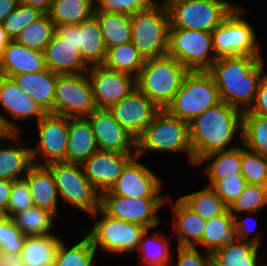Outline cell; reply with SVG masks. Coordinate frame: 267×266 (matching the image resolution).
<instances>
[{
    "instance_id": "obj_26",
    "label": "cell",
    "mask_w": 267,
    "mask_h": 266,
    "mask_svg": "<svg viewBox=\"0 0 267 266\" xmlns=\"http://www.w3.org/2000/svg\"><path fill=\"white\" fill-rule=\"evenodd\" d=\"M76 48L89 67L104 64L107 48L95 15L76 25Z\"/></svg>"
},
{
    "instance_id": "obj_18",
    "label": "cell",
    "mask_w": 267,
    "mask_h": 266,
    "mask_svg": "<svg viewBox=\"0 0 267 266\" xmlns=\"http://www.w3.org/2000/svg\"><path fill=\"white\" fill-rule=\"evenodd\" d=\"M136 153L97 150L81 164L83 173L101 195L108 191Z\"/></svg>"
},
{
    "instance_id": "obj_29",
    "label": "cell",
    "mask_w": 267,
    "mask_h": 266,
    "mask_svg": "<svg viewBox=\"0 0 267 266\" xmlns=\"http://www.w3.org/2000/svg\"><path fill=\"white\" fill-rule=\"evenodd\" d=\"M238 240L234 216L227 210L221 216L206 220L202 240L195 247H204L206 252L212 254L215 250L234 244Z\"/></svg>"
},
{
    "instance_id": "obj_33",
    "label": "cell",
    "mask_w": 267,
    "mask_h": 266,
    "mask_svg": "<svg viewBox=\"0 0 267 266\" xmlns=\"http://www.w3.org/2000/svg\"><path fill=\"white\" fill-rule=\"evenodd\" d=\"M211 159L212 161L204 169L209 179V185H207L209 187H212L218 180L241 173L242 146L206 155L195 165L204 164L203 162Z\"/></svg>"
},
{
    "instance_id": "obj_11",
    "label": "cell",
    "mask_w": 267,
    "mask_h": 266,
    "mask_svg": "<svg viewBox=\"0 0 267 266\" xmlns=\"http://www.w3.org/2000/svg\"><path fill=\"white\" fill-rule=\"evenodd\" d=\"M46 166L54 176L62 200L90 215L100 207V194L83 173L81 164L61 161Z\"/></svg>"
},
{
    "instance_id": "obj_57",
    "label": "cell",
    "mask_w": 267,
    "mask_h": 266,
    "mask_svg": "<svg viewBox=\"0 0 267 266\" xmlns=\"http://www.w3.org/2000/svg\"><path fill=\"white\" fill-rule=\"evenodd\" d=\"M11 39L8 37L6 30L0 24V57L3 55L5 48L8 46Z\"/></svg>"
},
{
    "instance_id": "obj_32",
    "label": "cell",
    "mask_w": 267,
    "mask_h": 266,
    "mask_svg": "<svg viewBox=\"0 0 267 266\" xmlns=\"http://www.w3.org/2000/svg\"><path fill=\"white\" fill-rule=\"evenodd\" d=\"M96 16L107 50L132 40L131 15L107 13L95 9Z\"/></svg>"
},
{
    "instance_id": "obj_46",
    "label": "cell",
    "mask_w": 267,
    "mask_h": 266,
    "mask_svg": "<svg viewBox=\"0 0 267 266\" xmlns=\"http://www.w3.org/2000/svg\"><path fill=\"white\" fill-rule=\"evenodd\" d=\"M246 186L247 182L241 173H235V175L218 180L211 188L229 208Z\"/></svg>"
},
{
    "instance_id": "obj_1",
    "label": "cell",
    "mask_w": 267,
    "mask_h": 266,
    "mask_svg": "<svg viewBox=\"0 0 267 266\" xmlns=\"http://www.w3.org/2000/svg\"><path fill=\"white\" fill-rule=\"evenodd\" d=\"M264 64L262 55L217 58L208 72L215 81L221 101L241 111L249 110L265 75Z\"/></svg>"
},
{
    "instance_id": "obj_3",
    "label": "cell",
    "mask_w": 267,
    "mask_h": 266,
    "mask_svg": "<svg viewBox=\"0 0 267 266\" xmlns=\"http://www.w3.org/2000/svg\"><path fill=\"white\" fill-rule=\"evenodd\" d=\"M189 70L169 55L145 60L136 77L137 89L159 109H166Z\"/></svg>"
},
{
    "instance_id": "obj_45",
    "label": "cell",
    "mask_w": 267,
    "mask_h": 266,
    "mask_svg": "<svg viewBox=\"0 0 267 266\" xmlns=\"http://www.w3.org/2000/svg\"><path fill=\"white\" fill-rule=\"evenodd\" d=\"M43 14L44 12L39 8L19 2L15 10L2 22V26L6 30L8 37L11 40H15L23 28L40 18Z\"/></svg>"
},
{
    "instance_id": "obj_44",
    "label": "cell",
    "mask_w": 267,
    "mask_h": 266,
    "mask_svg": "<svg viewBox=\"0 0 267 266\" xmlns=\"http://www.w3.org/2000/svg\"><path fill=\"white\" fill-rule=\"evenodd\" d=\"M26 236L21 233L11 217L0 221V254L8 259L18 258Z\"/></svg>"
},
{
    "instance_id": "obj_15",
    "label": "cell",
    "mask_w": 267,
    "mask_h": 266,
    "mask_svg": "<svg viewBox=\"0 0 267 266\" xmlns=\"http://www.w3.org/2000/svg\"><path fill=\"white\" fill-rule=\"evenodd\" d=\"M86 73L97 108L109 109L137 88L135 76L104 65L90 66Z\"/></svg>"
},
{
    "instance_id": "obj_55",
    "label": "cell",
    "mask_w": 267,
    "mask_h": 266,
    "mask_svg": "<svg viewBox=\"0 0 267 266\" xmlns=\"http://www.w3.org/2000/svg\"><path fill=\"white\" fill-rule=\"evenodd\" d=\"M18 125L9 121L6 117L2 116L0 113V136L6 133H20Z\"/></svg>"
},
{
    "instance_id": "obj_60",
    "label": "cell",
    "mask_w": 267,
    "mask_h": 266,
    "mask_svg": "<svg viewBox=\"0 0 267 266\" xmlns=\"http://www.w3.org/2000/svg\"><path fill=\"white\" fill-rule=\"evenodd\" d=\"M207 266H221L220 264H218L212 257L209 259L208 261V265Z\"/></svg>"
},
{
    "instance_id": "obj_34",
    "label": "cell",
    "mask_w": 267,
    "mask_h": 266,
    "mask_svg": "<svg viewBox=\"0 0 267 266\" xmlns=\"http://www.w3.org/2000/svg\"><path fill=\"white\" fill-rule=\"evenodd\" d=\"M95 0H53L48 11L55 25H79L92 17L96 9Z\"/></svg>"
},
{
    "instance_id": "obj_36",
    "label": "cell",
    "mask_w": 267,
    "mask_h": 266,
    "mask_svg": "<svg viewBox=\"0 0 267 266\" xmlns=\"http://www.w3.org/2000/svg\"><path fill=\"white\" fill-rule=\"evenodd\" d=\"M241 145L267 156V115L243 111Z\"/></svg>"
},
{
    "instance_id": "obj_41",
    "label": "cell",
    "mask_w": 267,
    "mask_h": 266,
    "mask_svg": "<svg viewBox=\"0 0 267 266\" xmlns=\"http://www.w3.org/2000/svg\"><path fill=\"white\" fill-rule=\"evenodd\" d=\"M149 230L151 229H146L141 236L137 249L141 252L142 263L144 265L170 266L172 252L168 240L164 235L158 234V231L148 237Z\"/></svg>"
},
{
    "instance_id": "obj_38",
    "label": "cell",
    "mask_w": 267,
    "mask_h": 266,
    "mask_svg": "<svg viewBox=\"0 0 267 266\" xmlns=\"http://www.w3.org/2000/svg\"><path fill=\"white\" fill-rule=\"evenodd\" d=\"M144 62V58L133 43L129 42L108 49L103 65L108 69L125 72L137 77Z\"/></svg>"
},
{
    "instance_id": "obj_4",
    "label": "cell",
    "mask_w": 267,
    "mask_h": 266,
    "mask_svg": "<svg viewBox=\"0 0 267 266\" xmlns=\"http://www.w3.org/2000/svg\"><path fill=\"white\" fill-rule=\"evenodd\" d=\"M145 151L184 152L193 165L189 123L160 109L136 139V156L142 157Z\"/></svg>"
},
{
    "instance_id": "obj_16",
    "label": "cell",
    "mask_w": 267,
    "mask_h": 266,
    "mask_svg": "<svg viewBox=\"0 0 267 266\" xmlns=\"http://www.w3.org/2000/svg\"><path fill=\"white\" fill-rule=\"evenodd\" d=\"M139 160L140 157L135 156L110 189L102 194L129 198H163L159 196L162 180Z\"/></svg>"
},
{
    "instance_id": "obj_63",
    "label": "cell",
    "mask_w": 267,
    "mask_h": 266,
    "mask_svg": "<svg viewBox=\"0 0 267 266\" xmlns=\"http://www.w3.org/2000/svg\"><path fill=\"white\" fill-rule=\"evenodd\" d=\"M145 266H157V265H150V264H145Z\"/></svg>"
},
{
    "instance_id": "obj_43",
    "label": "cell",
    "mask_w": 267,
    "mask_h": 266,
    "mask_svg": "<svg viewBox=\"0 0 267 266\" xmlns=\"http://www.w3.org/2000/svg\"><path fill=\"white\" fill-rule=\"evenodd\" d=\"M241 175L247 184L267 186V156L242 145Z\"/></svg>"
},
{
    "instance_id": "obj_59",
    "label": "cell",
    "mask_w": 267,
    "mask_h": 266,
    "mask_svg": "<svg viewBox=\"0 0 267 266\" xmlns=\"http://www.w3.org/2000/svg\"><path fill=\"white\" fill-rule=\"evenodd\" d=\"M9 259L0 254V266H8Z\"/></svg>"
},
{
    "instance_id": "obj_62",
    "label": "cell",
    "mask_w": 267,
    "mask_h": 266,
    "mask_svg": "<svg viewBox=\"0 0 267 266\" xmlns=\"http://www.w3.org/2000/svg\"><path fill=\"white\" fill-rule=\"evenodd\" d=\"M153 3H158L155 0H151ZM168 0H164L163 3L165 4Z\"/></svg>"
},
{
    "instance_id": "obj_13",
    "label": "cell",
    "mask_w": 267,
    "mask_h": 266,
    "mask_svg": "<svg viewBox=\"0 0 267 266\" xmlns=\"http://www.w3.org/2000/svg\"><path fill=\"white\" fill-rule=\"evenodd\" d=\"M165 198H129L114 194L100 195V208L109 216L143 226L146 229L156 228L161 219L156 212L164 206Z\"/></svg>"
},
{
    "instance_id": "obj_49",
    "label": "cell",
    "mask_w": 267,
    "mask_h": 266,
    "mask_svg": "<svg viewBox=\"0 0 267 266\" xmlns=\"http://www.w3.org/2000/svg\"><path fill=\"white\" fill-rule=\"evenodd\" d=\"M177 261L171 260L170 266H207L211 253L200 254L196 247H179L177 246Z\"/></svg>"
},
{
    "instance_id": "obj_40",
    "label": "cell",
    "mask_w": 267,
    "mask_h": 266,
    "mask_svg": "<svg viewBox=\"0 0 267 266\" xmlns=\"http://www.w3.org/2000/svg\"><path fill=\"white\" fill-rule=\"evenodd\" d=\"M83 239L69 248L62 240L56 253L54 266H93L96 249L83 233Z\"/></svg>"
},
{
    "instance_id": "obj_31",
    "label": "cell",
    "mask_w": 267,
    "mask_h": 266,
    "mask_svg": "<svg viewBox=\"0 0 267 266\" xmlns=\"http://www.w3.org/2000/svg\"><path fill=\"white\" fill-rule=\"evenodd\" d=\"M60 241L57 235L26 237L18 259L26 266H54Z\"/></svg>"
},
{
    "instance_id": "obj_53",
    "label": "cell",
    "mask_w": 267,
    "mask_h": 266,
    "mask_svg": "<svg viewBox=\"0 0 267 266\" xmlns=\"http://www.w3.org/2000/svg\"><path fill=\"white\" fill-rule=\"evenodd\" d=\"M12 181L0 180V209L5 213L8 209V204L10 200Z\"/></svg>"
},
{
    "instance_id": "obj_17",
    "label": "cell",
    "mask_w": 267,
    "mask_h": 266,
    "mask_svg": "<svg viewBox=\"0 0 267 266\" xmlns=\"http://www.w3.org/2000/svg\"><path fill=\"white\" fill-rule=\"evenodd\" d=\"M86 118L91 124L99 150L136 153V138L119 124L109 109L96 108Z\"/></svg>"
},
{
    "instance_id": "obj_5",
    "label": "cell",
    "mask_w": 267,
    "mask_h": 266,
    "mask_svg": "<svg viewBox=\"0 0 267 266\" xmlns=\"http://www.w3.org/2000/svg\"><path fill=\"white\" fill-rule=\"evenodd\" d=\"M221 102L219 90L208 71H189L166 110L190 123L204 111Z\"/></svg>"
},
{
    "instance_id": "obj_14",
    "label": "cell",
    "mask_w": 267,
    "mask_h": 266,
    "mask_svg": "<svg viewBox=\"0 0 267 266\" xmlns=\"http://www.w3.org/2000/svg\"><path fill=\"white\" fill-rule=\"evenodd\" d=\"M38 142L31 147L34 164L48 165L53 162H65L68 144V117L47 113L37 122ZM40 159L44 163L38 162ZM38 160V161H37Z\"/></svg>"
},
{
    "instance_id": "obj_9",
    "label": "cell",
    "mask_w": 267,
    "mask_h": 266,
    "mask_svg": "<svg viewBox=\"0 0 267 266\" xmlns=\"http://www.w3.org/2000/svg\"><path fill=\"white\" fill-rule=\"evenodd\" d=\"M242 14V7H235L222 23L213 30V50L217 58L243 55H261L256 31Z\"/></svg>"
},
{
    "instance_id": "obj_20",
    "label": "cell",
    "mask_w": 267,
    "mask_h": 266,
    "mask_svg": "<svg viewBox=\"0 0 267 266\" xmlns=\"http://www.w3.org/2000/svg\"><path fill=\"white\" fill-rule=\"evenodd\" d=\"M19 134L6 133L0 136V140L10 141L6 146H0V180L15 181L23 179L34 165L31 147L26 146L23 142L21 144ZM11 140L15 142L11 143Z\"/></svg>"
},
{
    "instance_id": "obj_8",
    "label": "cell",
    "mask_w": 267,
    "mask_h": 266,
    "mask_svg": "<svg viewBox=\"0 0 267 266\" xmlns=\"http://www.w3.org/2000/svg\"><path fill=\"white\" fill-rule=\"evenodd\" d=\"M102 216L93 224L90 231L83 230L93 247L113 254L135 253L138 249L141 236L146 228L135 223L125 222L107 215L100 207L91 214Z\"/></svg>"
},
{
    "instance_id": "obj_24",
    "label": "cell",
    "mask_w": 267,
    "mask_h": 266,
    "mask_svg": "<svg viewBox=\"0 0 267 266\" xmlns=\"http://www.w3.org/2000/svg\"><path fill=\"white\" fill-rule=\"evenodd\" d=\"M45 55L42 51L27 48L11 40L0 57V75H12L46 70Z\"/></svg>"
},
{
    "instance_id": "obj_39",
    "label": "cell",
    "mask_w": 267,
    "mask_h": 266,
    "mask_svg": "<svg viewBox=\"0 0 267 266\" xmlns=\"http://www.w3.org/2000/svg\"><path fill=\"white\" fill-rule=\"evenodd\" d=\"M55 33L54 21L48 13L31 22L15 38V41L29 49L44 52Z\"/></svg>"
},
{
    "instance_id": "obj_23",
    "label": "cell",
    "mask_w": 267,
    "mask_h": 266,
    "mask_svg": "<svg viewBox=\"0 0 267 266\" xmlns=\"http://www.w3.org/2000/svg\"><path fill=\"white\" fill-rule=\"evenodd\" d=\"M46 67L59 74L85 73L89 66L74 44L54 33L44 50Z\"/></svg>"
},
{
    "instance_id": "obj_7",
    "label": "cell",
    "mask_w": 267,
    "mask_h": 266,
    "mask_svg": "<svg viewBox=\"0 0 267 266\" xmlns=\"http://www.w3.org/2000/svg\"><path fill=\"white\" fill-rule=\"evenodd\" d=\"M169 28L213 32L236 7L227 0H168Z\"/></svg>"
},
{
    "instance_id": "obj_12",
    "label": "cell",
    "mask_w": 267,
    "mask_h": 266,
    "mask_svg": "<svg viewBox=\"0 0 267 266\" xmlns=\"http://www.w3.org/2000/svg\"><path fill=\"white\" fill-rule=\"evenodd\" d=\"M96 108L86 72L58 76L54 96V114L69 118L87 117Z\"/></svg>"
},
{
    "instance_id": "obj_2",
    "label": "cell",
    "mask_w": 267,
    "mask_h": 266,
    "mask_svg": "<svg viewBox=\"0 0 267 266\" xmlns=\"http://www.w3.org/2000/svg\"><path fill=\"white\" fill-rule=\"evenodd\" d=\"M242 120L243 111L223 102L192 120L189 123V137L193 165L206 155L238 147L229 145L238 131L242 139Z\"/></svg>"
},
{
    "instance_id": "obj_6",
    "label": "cell",
    "mask_w": 267,
    "mask_h": 266,
    "mask_svg": "<svg viewBox=\"0 0 267 266\" xmlns=\"http://www.w3.org/2000/svg\"><path fill=\"white\" fill-rule=\"evenodd\" d=\"M131 24V42L144 60L167 55L170 22L164 3L131 15Z\"/></svg>"
},
{
    "instance_id": "obj_42",
    "label": "cell",
    "mask_w": 267,
    "mask_h": 266,
    "mask_svg": "<svg viewBox=\"0 0 267 266\" xmlns=\"http://www.w3.org/2000/svg\"><path fill=\"white\" fill-rule=\"evenodd\" d=\"M267 205V186L247 184L244 191L228 208L229 212L235 216L242 212L257 214V212Z\"/></svg>"
},
{
    "instance_id": "obj_47",
    "label": "cell",
    "mask_w": 267,
    "mask_h": 266,
    "mask_svg": "<svg viewBox=\"0 0 267 266\" xmlns=\"http://www.w3.org/2000/svg\"><path fill=\"white\" fill-rule=\"evenodd\" d=\"M34 206L31 192L26 180L19 179L12 181L10 200L6 216L13 217L16 213L22 212Z\"/></svg>"
},
{
    "instance_id": "obj_50",
    "label": "cell",
    "mask_w": 267,
    "mask_h": 266,
    "mask_svg": "<svg viewBox=\"0 0 267 266\" xmlns=\"http://www.w3.org/2000/svg\"><path fill=\"white\" fill-rule=\"evenodd\" d=\"M248 111L254 114L267 115V74L260 80L255 101Z\"/></svg>"
},
{
    "instance_id": "obj_37",
    "label": "cell",
    "mask_w": 267,
    "mask_h": 266,
    "mask_svg": "<svg viewBox=\"0 0 267 266\" xmlns=\"http://www.w3.org/2000/svg\"><path fill=\"white\" fill-rule=\"evenodd\" d=\"M179 199L204 220L221 216L228 210L222 199L209 186L201 191L181 196Z\"/></svg>"
},
{
    "instance_id": "obj_22",
    "label": "cell",
    "mask_w": 267,
    "mask_h": 266,
    "mask_svg": "<svg viewBox=\"0 0 267 266\" xmlns=\"http://www.w3.org/2000/svg\"><path fill=\"white\" fill-rule=\"evenodd\" d=\"M59 75L47 68L39 72L12 75L10 78L46 113L54 114V96Z\"/></svg>"
},
{
    "instance_id": "obj_56",
    "label": "cell",
    "mask_w": 267,
    "mask_h": 266,
    "mask_svg": "<svg viewBox=\"0 0 267 266\" xmlns=\"http://www.w3.org/2000/svg\"><path fill=\"white\" fill-rule=\"evenodd\" d=\"M52 1L53 0H22L21 2L23 4L39 8L44 13H48Z\"/></svg>"
},
{
    "instance_id": "obj_61",
    "label": "cell",
    "mask_w": 267,
    "mask_h": 266,
    "mask_svg": "<svg viewBox=\"0 0 267 266\" xmlns=\"http://www.w3.org/2000/svg\"><path fill=\"white\" fill-rule=\"evenodd\" d=\"M6 217V214L3 210L0 209V221Z\"/></svg>"
},
{
    "instance_id": "obj_19",
    "label": "cell",
    "mask_w": 267,
    "mask_h": 266,
    "mask_svg": "<svg viewBox=\"0 0 267 266\" xmlns=\"http://www.w3.org/2000/svg\"><path fill=\"white\" fill-rule=\"evenodd\" d=\"M109 110L119 124L137 139L160 109L136 88Z\"/></svg>"
},
{
    "instance_id": "obj_52",
    "label": "cell",
    "mask_w": 267,
    "mask_h": 266,
    "mask_svg": "<svg viewBox=\"0 0 267 266\" xmlns=\"http://www.w3.org/2000/svg\"><path fill=\"white\" fill-rule=\"evenodd\" d=\"M55 33L76 46V25H55Z\"/></svg>"
},
{
    "instance_id": "obj_35",
    "label": "cell",
    "mask_w": 267,
    "mask_h": 266,
    "mask_svg": "<svg viewBox=\"0 0 267 266\" xmlns=\"http://www.w3.org/2000/svg\"><path fill=\"white\" fill-rule=\"evenodd\" d=\"M57 217L49 210L32 206L22 212L16 213L12 220L19 231L26 237L55 235L51 233L54 218Z\"/></svg>"
},
{
    "instance_id": "obj_25",
    "label": "cell",
    "mask_w": 267,
    "mask_h": 266,
    "mask_svg": "<svg viewBox=\"0 0 267 266\" xmlns=\"http://www.w3.org/2000/svg\"><path fill=\"white\" fill-rule=\"evenodd\" d=\"M99 147L91 124L86 117H68V144L65 162L82 164Z\"/></svg>"
},
{
    "instance_id": "obj_58",
    "label": "cell",
    "mask_w": 267,
    "mask_h": 266,
    "mask_svg": "<svg viewBox=\"0 0 267 266\" xmlns=\"http://www.w3.org/2000/svg\"><path fill=\"white\" fill-rule=\"evenodd\" d=\"M8 266H26L18 258L9 259Z\"/></svg>"
},
{
    "instance_id": "obj_21",
    "label": "cell",
    "mask_w": 267,
    "mask_h": 266,
    "mask_svg": "<svg viewBox=\"0 0 267 266\" xmlns=\"http://www.w3.org/2000/svg\"><path fill=\"white\" fill-rule=\"evenodd\" d=\"M0 104L15 122L36 117L37 122L47 113L10 78L0 75Z\"/></svg>"
},
{
    "instance_id": "obj_30",
    "label": "cell",
    "mask_w": 267,
    "mask_h": 266,
    "mask_svg": "<svg viewBox=\"0 0 267 266\" xmlns=\"http://www.w3.org/2000/svg\"><path fill=\"white\" fill-rule=\"evenodd\" d=\"M258 232L246 241L236 243L215 250L212 258L221 266H257L258 249L261 240Z\"/></svg>"
},
{
    "instance_id": "obj_28",
    "label": "cell",
    "mask_w": 267,
    "mask_h": 266,
    "mask_svg": "<svg viewBox=\"0 0 267 266\" xmlns=\"http://www.w3.org/2000/svg\"><path fill=\"white\" fill-rule=\"evenodd\" d=\"M173 230L177 234V246L195 247L201 240L206 220L188 208L179 198L174 208Z\"/></svg>"
},
{
    "instance_id": "obj_54",
    "label": "cell",
    "mask_w": 267,
    "mask_h": 266,
    "mask_svg": "<svg viewBox=\"0 0 267 266\" xmlns=\"http://www.w3.org/2000/svg\"><path fill=\"white\" fill-rule=\"evenodd\" d=\"M18 3L16 0H0V24L15 10Z\"/></svg>"
},
{
    "instance_id": "obj_27",
    "label": "cell",
    "mask_w": 267,
    "mask_h": 266,
    "mask_svg": "<svg viewBox=\"0 0 267 266\" xmlns=\"http://www.w3.org/2000/svg\"><path fill=\"white\" fill-rule=\"evenodd\" d=\"M24 179L28 183L34 206L40 207L58 216V191L54 176L46 165L34 164Z\"/></svg>"
},
{
    "instance_id": "obj_48",
    "label": "cell",
    "mask_w": 267,
    "mask_h": 266,
    "mask_svg": "<svg viewBox=\"0 0 267 266\" xmlns=\"http://www.w3.org/2000/svg\"><path fill=\"white\" fill-rule=\"evenodd\" d=\"M96 9L107 13H124L134 15L145 11L153 2L151 0H95Z\"/></svg>"
},
{
    "instance_id": "obj_10",
    "label": "cell",
    "mask_w": 267,
    "mask_h": 266,
    "mask_svg": "<svg viewBox=\"0 0 267 266\" xmlns=\"http://www.w3.org/2000/svg\"><path fill=\"white\" fill-rule=\"evenodd\" d=\"M167 55L189 71H208L217 59L211 32L184 28H169Z\"/></svg>"
},
{
    "instance_id": "obj_51",
    "label": "cell",
    "mask_w": 267,
    "mask_h": 266,
    "mask_svg": "<svg viewBox=\"0 0 267 266\" xmlns=\"http://www.w3.org/2000/svg\"><path fill=\"white\" fill-rule=\"evenodd\" d=\"M238 215L234 216V224L236 225V230L238 233V238L239 240H244L247 239L248 235H250L251 232H253V229L251 228V225H248V219H253L254 220V225L257 224L256 219L255 218H250L249 216L238 220ZM251 226V227H250ZM256 226V225H255Z\"/></svg>"
}]
</instances>
